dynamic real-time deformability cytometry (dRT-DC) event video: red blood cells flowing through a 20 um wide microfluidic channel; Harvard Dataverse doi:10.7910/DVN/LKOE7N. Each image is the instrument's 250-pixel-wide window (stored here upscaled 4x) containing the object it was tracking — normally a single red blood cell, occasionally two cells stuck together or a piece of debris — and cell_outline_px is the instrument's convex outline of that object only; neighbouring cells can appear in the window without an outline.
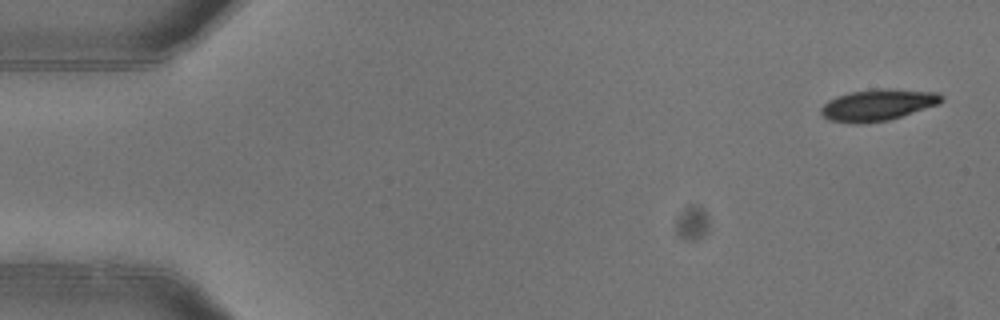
{"species": "common noctule bat (a hibernating species)", "species_latin": "Nyctalus noctula", "temperature_condition": "warm", "stored_images_in_passage": 4, "camera_frame_rate_fps": 3000, "um_per_image_px": 0.085, "animal": {"sex": "female"}, "frame": {"image": 1, "passage_image": 1, "time_ms": 0.0, "image_size_px": [1000, 320], "cell_outline_px": [[944, 100], [940, 104], [888, 120], [864, 124], [856, 124], [828, 120], [820, 112], [820, 108], [828, 100], [852, 92], [876, 88], [888, 88], [940, 92], [944, 96]], "centroid_in_image_um": [74.66, 8.92], "position_along_channel_um": 10.3, "area_um2": 22.31}}
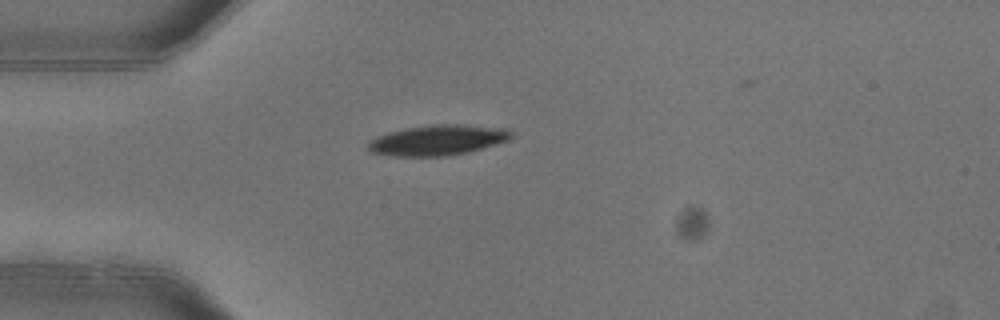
{"frame": {"image": 2, "passage_image": 4, "time_ms": 1.0, "image_size_px": [1000, 320], "cell_outline_px": [[512, 136], [508, 140], [468, 152], [448, 156], [392, 156], [372, 152], [368, 148], [368, 140], [376, 136], [388, 132], [408, 128], [432, 124], [456, 124], [504, 128], [512, 132]], "centroid_in_image_um": [37.17, 11.91], "position_along_channel_um": 47.8, "area_um2": 25.2}}